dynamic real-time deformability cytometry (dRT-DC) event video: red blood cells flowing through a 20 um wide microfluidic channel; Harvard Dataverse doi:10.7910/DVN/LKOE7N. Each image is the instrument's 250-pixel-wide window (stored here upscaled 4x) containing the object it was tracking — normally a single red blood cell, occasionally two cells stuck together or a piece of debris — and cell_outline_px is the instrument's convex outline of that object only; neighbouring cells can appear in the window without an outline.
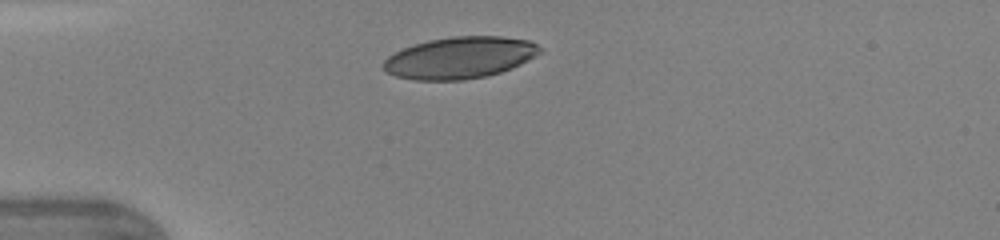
{"species": "human", "species_latin": "Homo sapiens", "temperature_condition": "warm", "stored_images_in_passage": 30, "camera_frame_rate_fps": 3000, "um_per_image_px": 0.085, "donor": {"sex": "female"}, "frame": {"image": 1, "passage_image": 1, "time_ms": 0.0, "image_size_px": [1000, 240], "cell_outline_px": [[544, 52], [512, 68], [500, 72], [484, 76], [464, 80], [416, 80], [396, 76], [388, 72], [380, 64], [388, 56], [404, 48], [428, 40], [452, 36], [500, 36], [532, 40]], "centroid_in_image_um": [39.11, 4.9], "position_along_channel_um": 45.9, "area_um2": 38.03}}
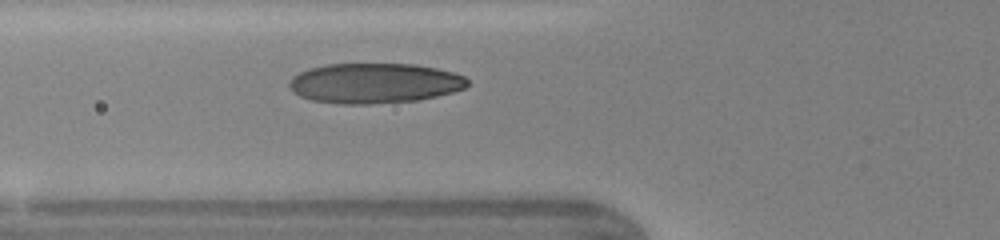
{"frame": {"image": 2, "passage_image": 6, "time_ms": 1.667, "image_size_px": [1000, 240], "cell_outline_px": [[468, 84], [464, 88], [452, 92], [436, 96], [416, 100], [368, 104], [344, 104], [312, 100], [300, 96], [292, 92], [288, 88], [288, 80], [292, 76], [300, 72], [312, 68], [328, 64], [416, 64], [436, 68], [452, 72], [464, 76], [468, 80]], "centroid_in_image_um": [31.8, 7.07], "position_along_channel_um": 94.0, "area_um2": 41.62}}
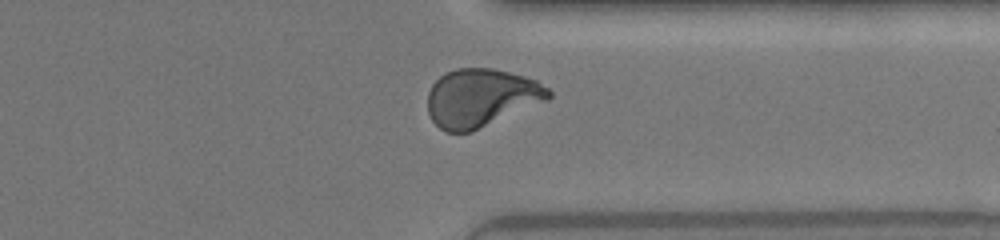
{"frame": {"image": 3, "passage_image": 25, "time_ms": 8.0, "image_size_px": [1000, 240], "cell_outline_px": [[552, 96], [548, 100], [472, 132], [444, 132], [432, 120], [428, 112], [428, 92], [432, 84], [444, 72], [456, 68], [492, 68], [524, 76], [536, 80], [548, 88], [552, 92]], "centroid_in_image_um": [40.89, 8.31], "position_along_channel_um": 370.5, "area_um2": 41.15}, "authors_computed_cell_mechanics": {"area_um2": 40.1999, "velocity_mm_per_s": 4.3528, "shape_relaxation_time_tau1_ms": 3.1632, "shape_relaxation_time_tau2_ms": null, "deformation_change_tau1": 0.1943, "deformation_change_tau2": null}}